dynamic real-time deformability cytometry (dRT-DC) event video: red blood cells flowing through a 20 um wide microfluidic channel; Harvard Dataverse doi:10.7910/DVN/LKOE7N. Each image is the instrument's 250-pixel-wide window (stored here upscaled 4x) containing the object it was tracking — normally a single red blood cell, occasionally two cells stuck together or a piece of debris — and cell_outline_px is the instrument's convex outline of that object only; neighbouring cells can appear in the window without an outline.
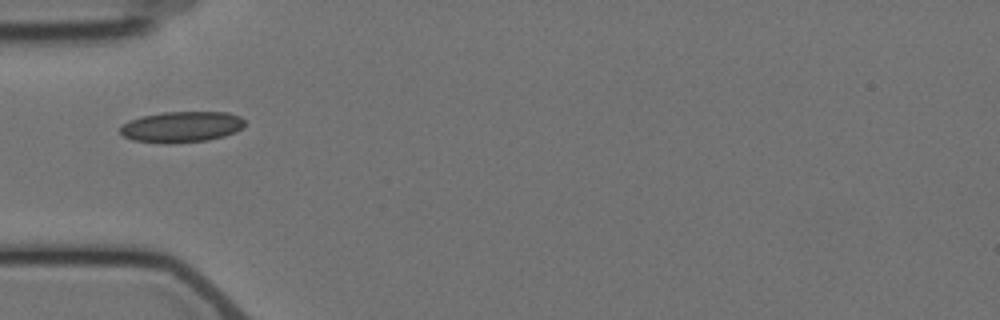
{"species": "Egyptian fruit bat (a non-hibernating species)", "species_latin": "Rousettus aegyptiacus", "temperature_condition": "cold", "stored_images_in_passage": 1, "camera_frame_rate_fps": 3000, "um_per_image_px": 0.085, "animal": {"sex": "female"}, "frame": {"image": 1, "passage_image": 1, "time_ms": 0.0, "image_size_px": [1000, 320], "cell_outline_px": [[244, 124], [236, 132], [224, 136], [208, 140], [172, 144], [164, 144], [132, 140], [124, 136], [120, 132], [120, 124], [128, 120], [140, 116], [164, 112], [228, 112], [240, 116], [244, 120]], "centroid_in_image_um": [15.39, 10.79], "position_along_channel_um": 69.6, "area_um2": 22.77}}